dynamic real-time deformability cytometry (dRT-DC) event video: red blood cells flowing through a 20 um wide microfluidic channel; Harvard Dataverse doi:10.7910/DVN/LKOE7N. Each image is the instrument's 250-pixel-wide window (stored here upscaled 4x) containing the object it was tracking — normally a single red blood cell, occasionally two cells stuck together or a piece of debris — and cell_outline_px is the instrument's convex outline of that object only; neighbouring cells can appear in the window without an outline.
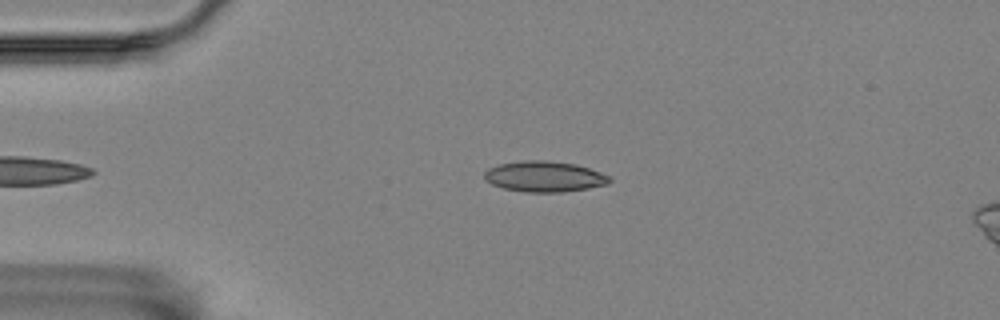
{"species": "Egyptian fruit bat (a non-hibernating species)", "species_latin": "Rousettus aegyptiacus", "temperature_condition": "room temperature", "stored_images_in_passage": 40, "camera_frame_rate_fps": 3000, "um_per_image_px": 0.085, "animal": {"sex": "female"}, "frame": {"image": 1, "passage_image": 2, "time_ms": 0.333, "image_size_px": [1000, 320], "cell_outline_px": [[612, 180], [608, 184], [588, 188], [564, 192], [528, 192], [504, 188], [492, 184], [484, 180], [484, 172], [488, 168], [500, 164], [520, 160], [544, 160], [576, 164], [612, 176]], "centroid_in_image_um": [46.28, 15.0], "position_along_channel_um": 38.7, "area_um2": 22.48}}
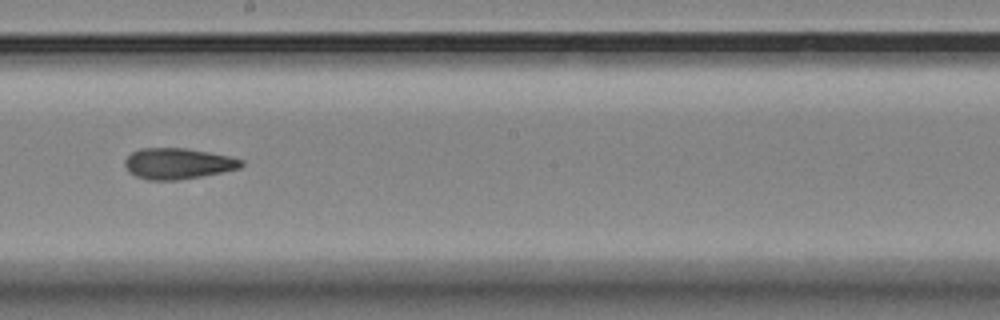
{"frame": {"image": 2, "passage_image": 21, "time_ms": 6.667, "image_size_px": [1000, 320], "cell_outline_px": [[244, 164], [240, 168], [180, 180], [148, 180], [136, 176], [128, 172], [124, 164], [124, 160], [132, 152], [140, 148], [184, 148], [208, 152], [228, 156], [244, 160]], "centroid_in_image_um": [15.09, 13.9], "position_along_channel_um": 233.1, "area_um2": 20.92}}
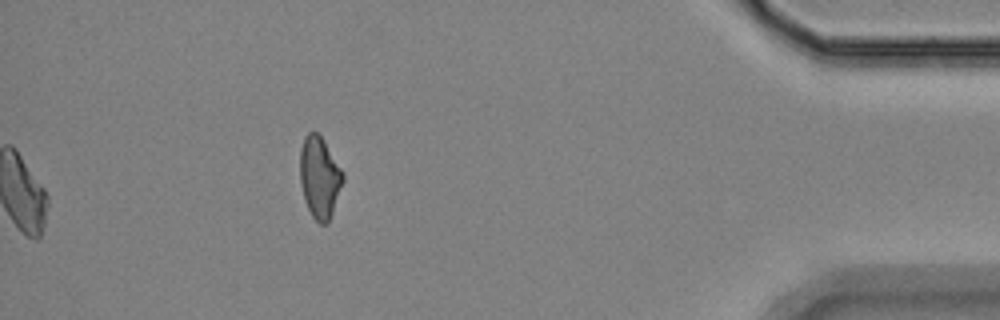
{"frame": {"image": 3, "passage_image": 40, "time_ms": 13.0, "image_size_px": [1000, 320], "cell_outline_px": [[344, 180], [328, 224], [320, 224], [312, 216], [304, 200], [300, 180], [300, 148], [304, 136], [308, 132], [316, 132], [320, 136], [344, 172]], "centroid_in_image_um": [27.16, 15.08], "position_along_channel_um": 408.0, "area_um2": 20.35}, "authors_computed_cell_mechanics": {"area_um2": 21.0392, "velocity_mm_per_s": 3.5333, "shape_relaxation_time_tau1_ms": null, "shape_relaxation_time_tau2_ms": 2.6171, "deformation_change_tau1": null, "deformation_change_tau2": 0.0934}}